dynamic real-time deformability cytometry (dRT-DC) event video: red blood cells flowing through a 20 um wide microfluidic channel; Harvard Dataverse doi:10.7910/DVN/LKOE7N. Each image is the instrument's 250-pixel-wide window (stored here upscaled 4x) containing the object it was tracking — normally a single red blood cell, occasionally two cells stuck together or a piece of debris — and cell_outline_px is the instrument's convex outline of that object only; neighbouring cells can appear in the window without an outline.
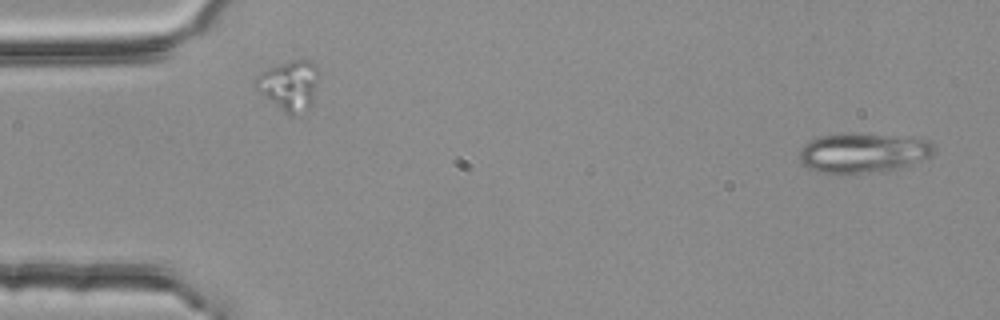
{"species": "common noctule bat (a hibernating species)", "species_latin": "Nyctalus noctula", "temperature_condition": "room temperature", "stored_images_in_passage": 3, "camera_frame_rate_fps": 3000, "um_per_image_px": 0.085, "animal": {"sex": "female", "body_mass_g": 25.1}, "frame": {"image": 1, "passage_image": 1, "time_ms": 0.0, "image_size_px": [1000, 320], "cell_outline_px": [[936, 148], [928, 156], [900, 168], [884, 172], [840, 176], [836, 176], [820, 172], [808, 168], [800, 160], [800, 148], [804, 144], [820, 136], [848, 132], [852, 132], [928, 140]], "centroid_in_image_um": [73.28, 13.03], "position_along_channel_um": 11.7, "area_um2": 31.62}}